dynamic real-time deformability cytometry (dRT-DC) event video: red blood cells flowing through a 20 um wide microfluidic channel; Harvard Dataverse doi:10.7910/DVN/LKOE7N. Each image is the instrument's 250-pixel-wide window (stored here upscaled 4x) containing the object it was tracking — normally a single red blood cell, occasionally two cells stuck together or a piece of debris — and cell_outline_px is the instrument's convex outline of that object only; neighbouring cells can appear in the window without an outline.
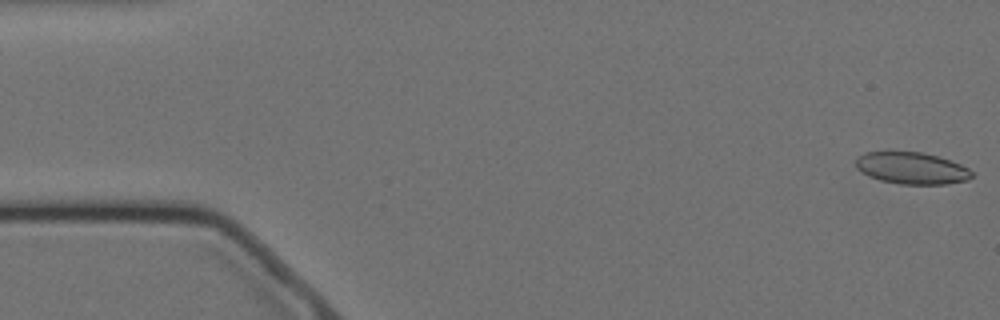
{"species": "Egyptian fruit bat (a non-hibernating species)", "species_latin": "Rousettus aegyptiacus", "temperature_condition": "cold", "stored_images_in_passage": 12, "camera_frame_rate_fps": 3000, "um_per_image_px": 0.085, "animal": {"sex": "female"}, "frame": {"image": 1, "passage_image": 1, "time_ms": 0.0, "image_size_px": [1000, 320], "cell_outline_px": [[972, 176], [968, 180], [948, 184], [900, 184], [880, 180], [868, 176], [856, 168], [856, 160], [860, 156], [868, 152], [888, 148], [920, 152], [936, 156], [960, 164], [968, 168], [972, 172]], "centroid_in_image_um": [77.44, 14.26], "position_along_channel_um": 7.6, "area_um2": 22.02}}